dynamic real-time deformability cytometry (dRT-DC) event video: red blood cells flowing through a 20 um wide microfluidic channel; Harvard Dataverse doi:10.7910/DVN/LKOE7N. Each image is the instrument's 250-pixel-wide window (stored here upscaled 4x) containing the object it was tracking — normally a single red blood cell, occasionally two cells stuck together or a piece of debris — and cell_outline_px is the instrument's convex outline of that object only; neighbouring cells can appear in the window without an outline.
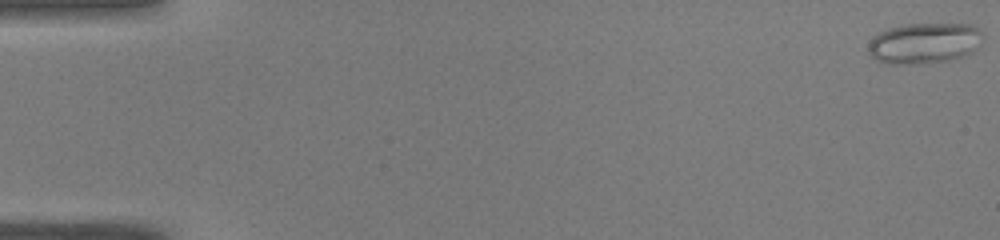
{"species": "common noctule bat (a hibernating species)", "species_latin": "Nyctalus noctula", "temperature_condition": "warm", "stored_images_in_passage": 50, "camera_frame_rate_fps": 3000, "um_per_image_px": 0.085, "animal": {"sex": "male", "body_mass_g": 19.0, "forearm_length_mm": 50.8}, "frame": {"image": 1, "passage_image": 1, "time_ms": 0.0, "image_size_px": [1000, 240], "cell_outline_px": [[984, 36], [976, 48], [972, 52], [948, 60], [908, 64], [888, 64], [876, 60], [868, 52], [868, 44], [872, 36], [888, 28], [908, 24], [972, 24], [980, 28]], "centroid_in_image_um": [78.55, 3.65], "position_along_channel_um": 6.4, "area_um2": 27.22}}
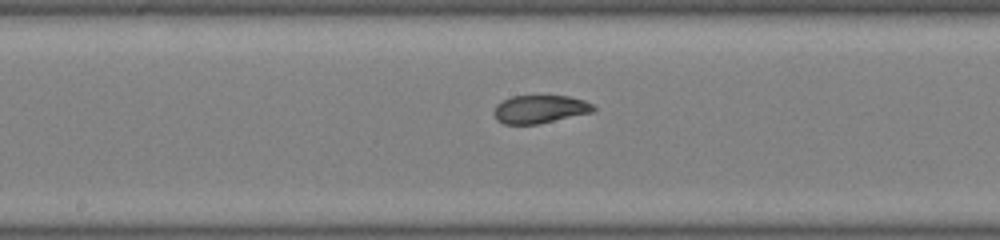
{"frame": {"image": 2, "passage_image": 27, "time_ms": 8.667, "image_size_px": [1000, 240], "cell_outline_px": [[596, 108], [592, 112], [540, 124], [504, 124], [496, 120], [492, 112], [496, 104], [512, 96], [568, 96], [584, 100], [592, 104]], "centroid_in_image_um": [45.86, 9.29], "position_along_channel_um": 202.3, "area_um2": 16.36}}
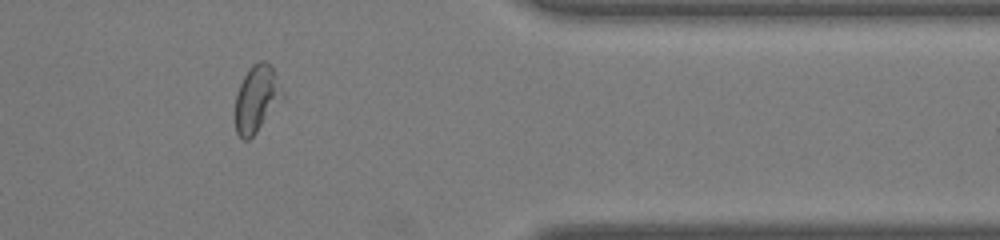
{"frame": {"image": 3, "passage_image": 42, "time_ms": 13.667, "image_size_px": [1000, 240], "cell_outline_px": [[276, 96], [256, 132], [248, 140], [244, 140], [236, 132], [236, 92], [248, 68], [252, 64], [260, 60], [264, 60], [272, 68], [276, 76]], "centroid_in_image_um": [21.64, 8.34], "position_along_channel_um": 389.8, "area_um2": 16.3}, "authors_computed_cell_mechanics": {"area_um2": 18.6983, "velocity_mm_per_s": 4.0933, "shape_relaxation_time_tau1_ms": null, "shape_relaxation_time_tau2_ms": 1.0543, "deformation_change_tau1": null, "deformation_change_tau2": 0.0584}}